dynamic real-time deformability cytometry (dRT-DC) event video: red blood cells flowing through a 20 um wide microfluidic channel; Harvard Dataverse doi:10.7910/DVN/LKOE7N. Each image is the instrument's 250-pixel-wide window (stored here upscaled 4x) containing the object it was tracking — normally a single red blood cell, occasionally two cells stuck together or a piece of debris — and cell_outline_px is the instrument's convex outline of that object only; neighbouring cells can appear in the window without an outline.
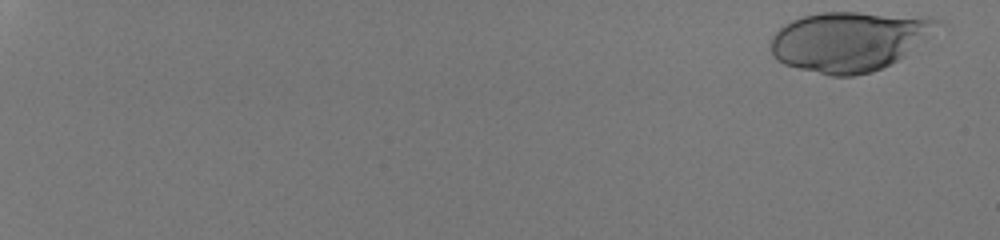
{"species": "human", "species_latin": "Homo sapiens", "temperature_condition": "room temperature", "stored_images_in_passage": 44, "camera_frame_rate_fps": 3000, "um_per_image_px": 0.085, "donor": {"sex": "male"}, "frame": {"image": 1, "passage_image": 2, "time_ms": 0.333, "image_size_px": [1000, 240], "cell_outline_px": [[948, 24], [904, 56], [872, 72], [852, 76], [832, 76], [784, 64], [776, 60], [772, 52], [772, 36], [784, 24], [792, 20], [804, 16], [820, 12], [856, 12], [932, 16], [944, 20]], "centroid_in_image_um": [72.31, 3.47], "position_along_channel_um": 12.7, "area_um2": 58.61}}
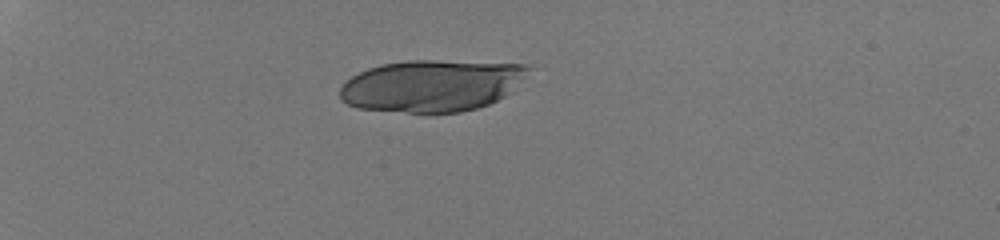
{"frame": {"image": 2, "passage_image": 18, "time_ms": 5.667, "image_size_px": [1000, 240], "cell_outline_px": [[532, 68], [512, 92], [488, 104], [476, 108], [460, 112], [408, 112], [360, 108], [348, 104], [340, 100], [340, 88], [352, 76], [368, 68], [380, 64], [408, 60], [432, 60], [528, 64]], "centroid_in_image_um": [36.72, 7.26], "position_along_channel_um": 48.3, "area_um2": 56.76}}